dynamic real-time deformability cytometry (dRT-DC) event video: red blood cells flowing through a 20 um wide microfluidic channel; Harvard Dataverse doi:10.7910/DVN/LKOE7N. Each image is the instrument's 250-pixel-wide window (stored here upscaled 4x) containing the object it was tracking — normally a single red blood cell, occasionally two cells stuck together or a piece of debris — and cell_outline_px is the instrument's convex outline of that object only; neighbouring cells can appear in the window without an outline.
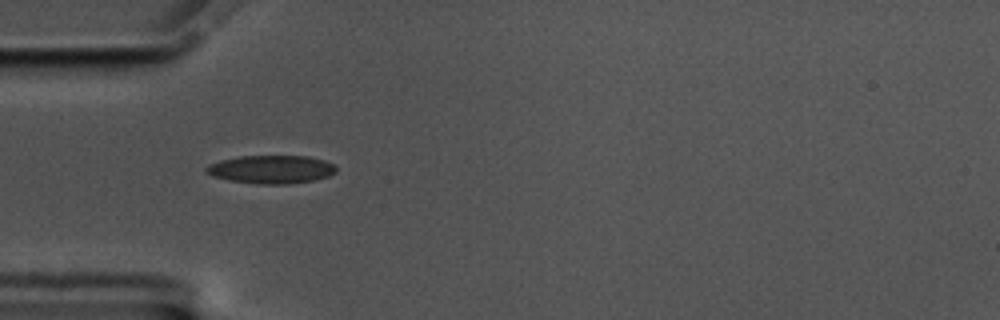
{"species": "common noctule bat (a hibernating species)", "species_latin": "Nyctalus noctula", "temperature_condition": "cold", "stored_images_in_passage": 33, "camera_frame_rate_fps": 3000, "um_per_image_px": 0.085, "animal": {"sex": "male", "body_mass_g": 17.5, "forearm_length_mm": 52.3}, "frame": {"image": 1, "passage_image": 1, "time_ms": 0.0, "image_size_px": [1000, 320], "cell_outline_px": [[336, 172], [328, 176], [312, 180], [288, 184], [256, 184], [228, 180], [212, 176], [204, 172], [204, 168], [208, 164], [220, 160], [240, 156], [308, 156], [324, 160], [336, 164]], "centroid_in_image_um": [23.03, 14.39], "position_along_channel_um": 62.0, "area_um2": 21.56}}
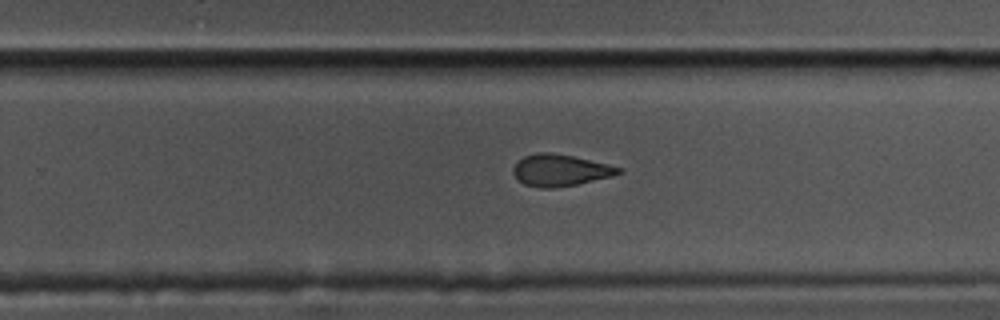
{"frame": {"image": 2, "passage_image": 20, "time_ms": 6.333, "image_size_px": [1000, 320], "cell_outline_px": [[624, 172], [612, 176], [576, 184], [556, 188], [540, 188], [524, 184], [512, 172], [512, 168], [524, 156], [536, 152], [552, 152], [572, 156], [608, 164], [624, 168]], "centroid_in_image_um": [47.64, 14.47], "position_along_channel_um": 282.2, "area_um2": 19.42}}
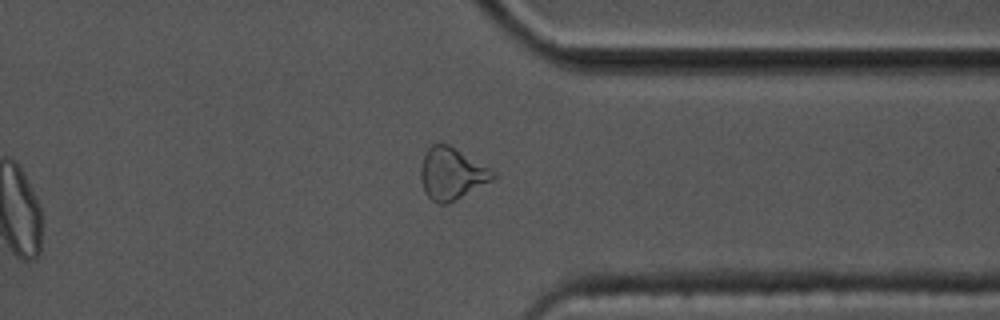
{"frame": {"image": 3, "passage_image": 28, "time_ms": 9.0, "image_size_px": [1000, 320], "cell_outline_px": [[496, 176], [492, 180], [448, 204], [440, 204], [432, 200], [424, 192], [420, 180], [420, 168], [424, 156], [428, 148], [432, 144], [448, 144], [496, 172]], "centroid_in_image_um": [38.36, 14.77], "position_along_channel_um": 373.0, "area_um2": 21.62}, "authors_computed_cell_mechanics": {"area_um2": 20.1722, "velocity_mm_per_s": 3.5036, "shape_relaxation_time_tau1_ms": null, "shape_relaxation_time_tau2_ms": 4.3275, "deformation_change_tau1": null, "deformation_change_tau2": 0.1202}}